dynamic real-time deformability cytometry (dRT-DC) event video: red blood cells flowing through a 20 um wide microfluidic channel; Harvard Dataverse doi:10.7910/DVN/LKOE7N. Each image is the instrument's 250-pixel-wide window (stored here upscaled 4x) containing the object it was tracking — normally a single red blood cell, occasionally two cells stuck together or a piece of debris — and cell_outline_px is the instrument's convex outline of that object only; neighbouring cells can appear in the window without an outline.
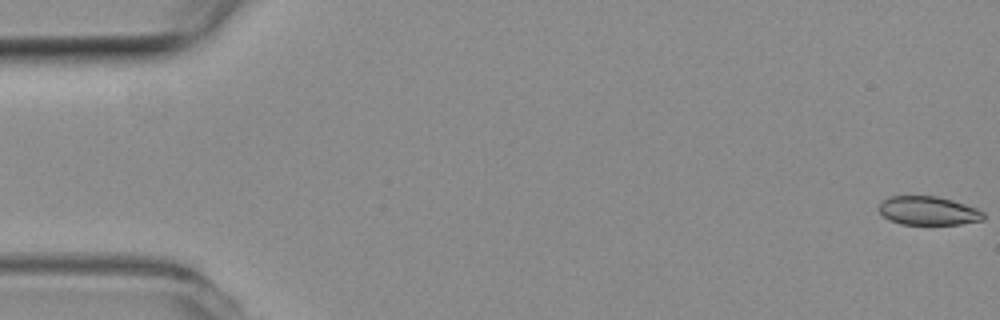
{"species": "common noctule bat (a hibernating species)", "species_latin": "Nyctalus noctula", "temperature_condition": "room temperature", "stored_images_in_passage": 55, "camera_frame_rate_fps": 3000, "um_per_image_px": 0.085, "animal": {"sex": "female", "body_mass_g": 19.3, "forearm_length_mm": 54.1}, "frame": {"image": 1, "passage_image": 1, "time_ms": 0.0, "image_size_px": [1000, 320], "cell_outline_px": [[984, 220], [960, 224], [900, 224], [888, 220], [880, 212], [880, 204], [888, 196], [936, 196], [952, 200], [976, 208], [984, 212]], "centroid_in_image_um": [78.91, 17.92], "position_along_channel_um": 6.1, "area_um2": 17.4}}
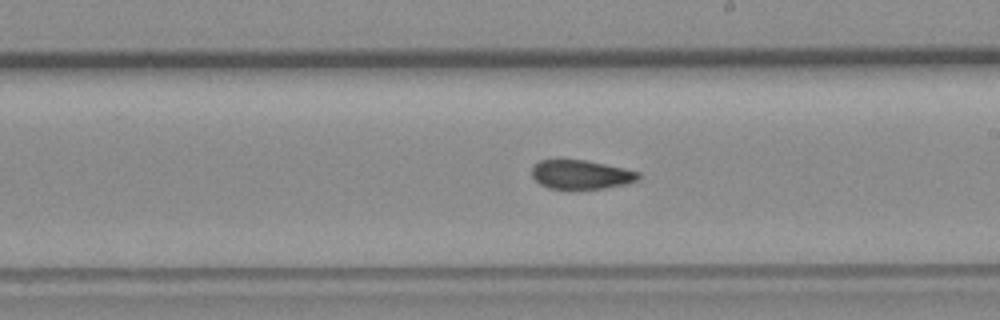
{"frame": {"image": 2, "passage_image": 31, "time_ms": 10.0, "image_size_px": [1000, 320], "cell_outline_px": [[640, 180], [628, 184], [604, 188], [548, 188], [540, 184], [532, 176], [532, 168], [540, 160], [584, 160], [624, 168], [640, 172]], "centroid_in_image_um": [49.43, 14.84], "position_along_channel_um": 239.6, "area_um2": 17.86}}
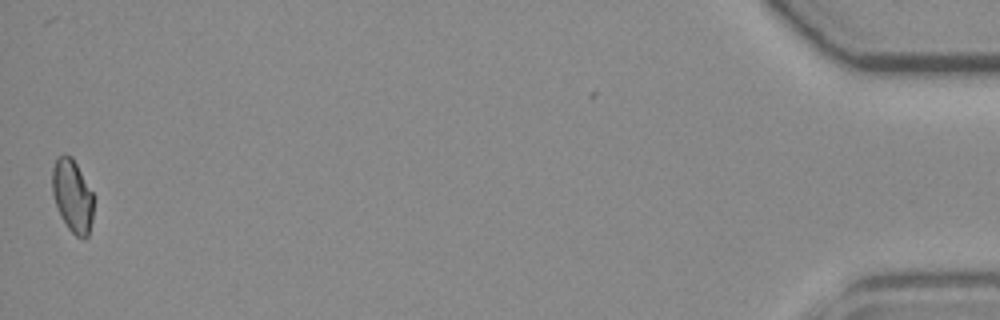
{"frame": {"image": 3, "passage_image": 54, "time_ms": 17.667, "image_size_px": [1000, 320], "cell_outline_px": [[92, 220], [88, 236], [84, 240], [76, 236], [68, 228], [60, 216], [52, 192], [52, 168], [56, 160], [60, 156], [72, 156], [92, 192]], "centroid_in_image_um": [6.15, 16.68], "position_along_channel_um": 429.1, "area_um2": 17.28}, "authors_computed_cell_mechanics": {"area_um2": 18.6694, "velocity_mm_per_s": 3.8027, "shape_relaxation_time_tau1_ms": null, "shape_relaxation_time_tau2_ms": 2.9477, "deformation_change_tau1": null, "deformation_change_tau2": 0.0536}}